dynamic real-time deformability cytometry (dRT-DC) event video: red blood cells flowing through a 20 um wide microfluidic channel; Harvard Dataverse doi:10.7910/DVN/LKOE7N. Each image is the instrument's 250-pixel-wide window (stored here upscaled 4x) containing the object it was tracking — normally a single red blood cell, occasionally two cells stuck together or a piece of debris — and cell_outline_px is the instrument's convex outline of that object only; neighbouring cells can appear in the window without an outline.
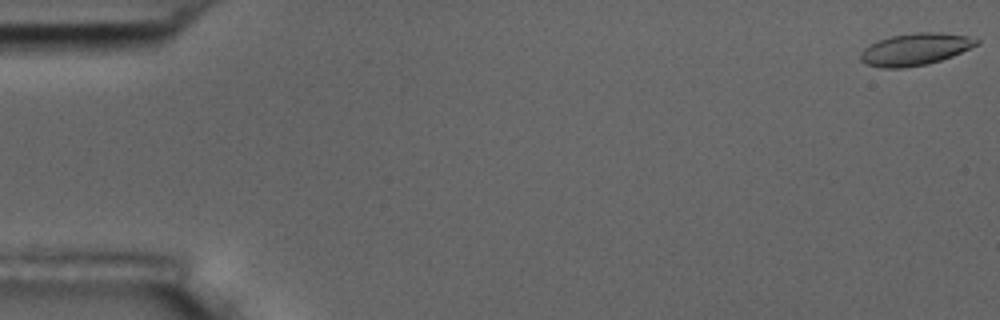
{"species": "common noctule bat (a hibernating species)", "species_latin": "Nyctalus noctula", "temperature_condition": "room temperature", "stored_images_in_passage": 18, "camera_frame_rate_fps": 3000, "um_per_image_px": 0.085, "animal": {"sex": "male", "body_mass_g": 17.5, "forearm_length_mm": 52.3}, "frame": {"image": 1, "passage_image": 1, "time_ms": 0.0, "image_size_px": [1000, 320], "cell_outline_px": [[980, 44], [952, 56], [928, 64], [904, 68], [884, 68], [864, 64], [860, 60], [860, 52], [868, 44], [892, 36], [916, 32], [940, 32], [968, 36], [980, 40]], "centroid_in_image_um": [77.79, 4.19], "position_along_channel_um": 7.2, "area_um2": 21.79}}
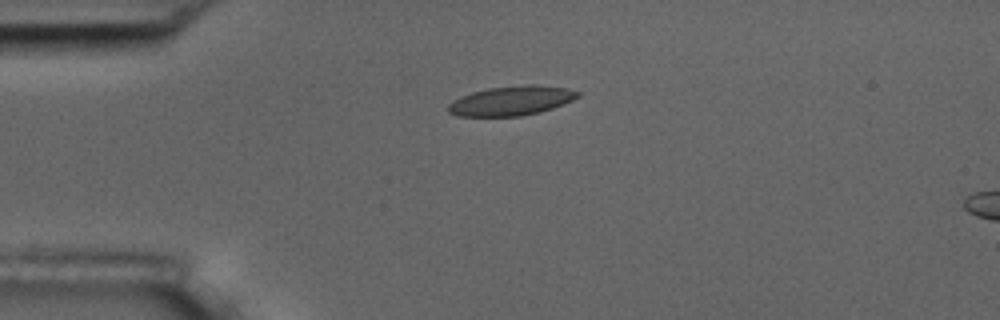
{"frame": {"image": 2, "passage_image": 14, "time_ms": 4.333, "image_size_px": [1000, 320], "cell_outline_px": [[580, 96], [572, 100], [552, 108], [540, 112], [520, 116], [456, 116], [448, 112], [448, 104], [452, 100], [460, 96], [472, 92], [488, 88], [524, 84], [532, 84], [568, 88], [580, 92]], "centroid_in_image_um": [43.44, 8.55], "position_along_channel_um": 41.6, "area_um2": 22.37}}